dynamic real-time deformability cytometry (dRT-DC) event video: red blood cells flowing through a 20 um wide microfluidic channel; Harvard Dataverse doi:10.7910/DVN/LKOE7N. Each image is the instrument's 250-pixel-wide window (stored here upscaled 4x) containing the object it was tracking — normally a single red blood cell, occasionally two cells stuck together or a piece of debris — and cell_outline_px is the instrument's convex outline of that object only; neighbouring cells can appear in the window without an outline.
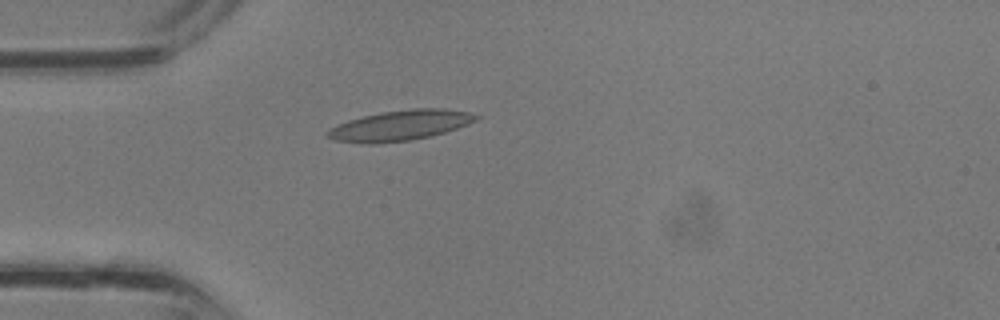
{"species": "common noctule bat (a hibernating species)", "species_latin": "Nyctalus noctula", "temperature_condition": "room temperature", "stored_images_in_passage": 28, "camera_frame_rate_fps": 3000, "um_per_image_px": 0.085, "animal": {"sex": "male", "body_mass_g": 13.3}, "frame": {"image": 1, "passage_image": 1, "time_ms": 0.0, "image_size_px": [1000, 320], "cell_outline_px": [[480, 116], [476, 120], [468, 124], [444, 132], [412, 140], [372, 144], [368, 144], [332, 140], [328, 136], [328, 128], [348, 120], [380, 112], [412, 108], [444, 108], [468, 112]], "centroid_in_image_um": [33.99, 10.66], "position_along_channel_um": 51.0, "area_um2": 26.13}}
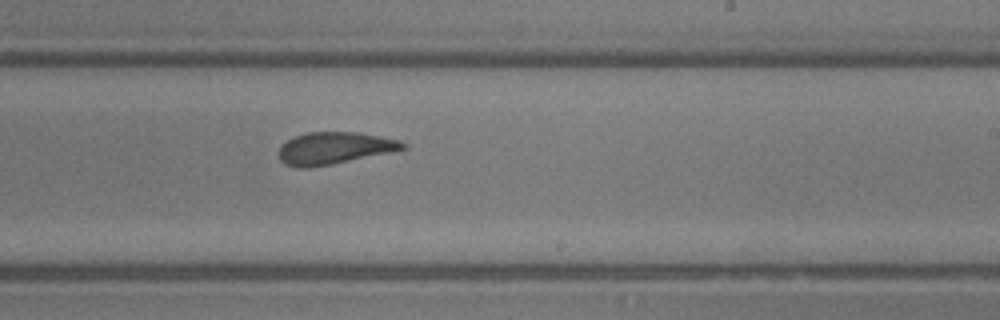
{"frame": {"image": 2, "passage_image": 13, "time_ms": 4.0, "image_size_px": [1000, 320], "cell_outline_px": [[408, 148], [392, 152], [308, 168], [296, 168], [284, 164], [280, 160], [280, 144], [292, 136], [308, 132], [360, 132], [400, 140], [408, 144]], "centroid_in_image_um": [28.42, 12.58], "position_along_channel_um": 260.6, "area_um2": 23.35}}
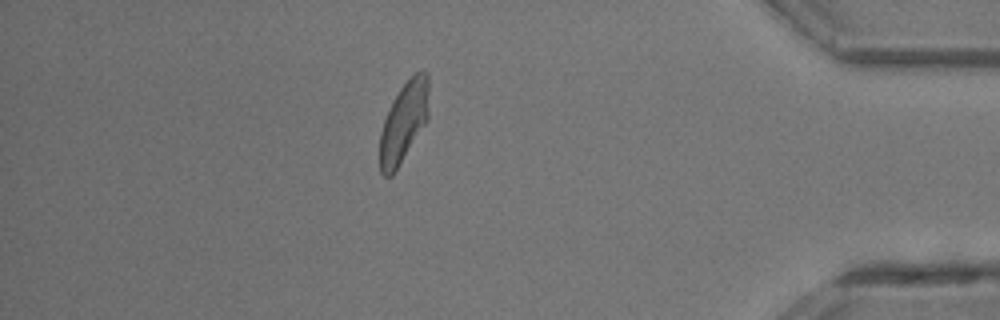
{"frame": {"image": 3, "passage_image": 23, "time_ms": 7.333, "image_size_px": [1000, 320], "cell_outline_px": [[428, 120], [392, 176], [384, 176], [380, 172], [380, 132], [384, 120], [400, 88], [416, 72], [428, 72]], "centroid_in_image_um": [34.33, 10.41], "position_along_channel_um": 400.9, "area_um2": 22.54}}